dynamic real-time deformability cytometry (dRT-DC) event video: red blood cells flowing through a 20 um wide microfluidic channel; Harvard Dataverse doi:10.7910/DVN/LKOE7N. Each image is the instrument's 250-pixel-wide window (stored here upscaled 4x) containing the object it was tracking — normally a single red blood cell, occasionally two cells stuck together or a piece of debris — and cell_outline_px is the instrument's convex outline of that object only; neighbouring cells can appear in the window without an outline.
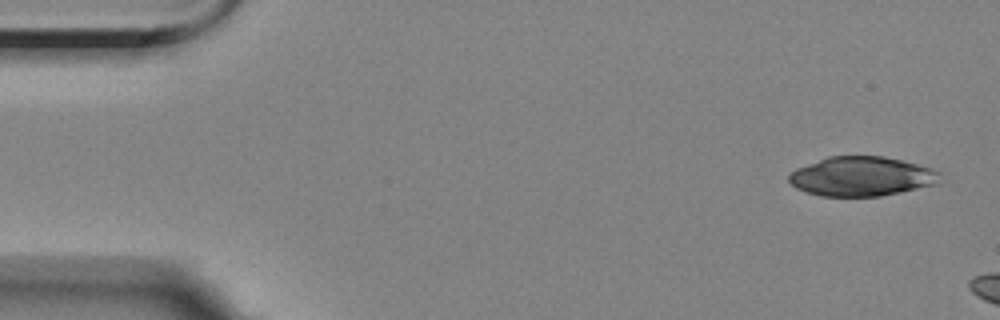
{"species": "Egyptian fruit bat (a non-hibernating species)", "species_latin": "Rousettus aegyptiacus", "temperature_condition": "room temperature", "stored_images_in_passage": 3, "camera_frame_rate_fps": 3000, "um_per_image_px": 0.085, "animal": {"sex": "female"}, "frame": {"image": 1, "passage_image": 1, "time_ms": 0.0, "image_size_px": [1000, 320], "cell_outline_px": [[940, 184], [880, 196], [820, 196], [796, 188], [788, 180], [788, 176], [796, 168], [828, 156], [884, 156], [932, 168], [940, 172]], "centroid_in_image_um": [73.26, 14.99], "position_along_channel_um": 11.7, "area_um2": 34.74}}